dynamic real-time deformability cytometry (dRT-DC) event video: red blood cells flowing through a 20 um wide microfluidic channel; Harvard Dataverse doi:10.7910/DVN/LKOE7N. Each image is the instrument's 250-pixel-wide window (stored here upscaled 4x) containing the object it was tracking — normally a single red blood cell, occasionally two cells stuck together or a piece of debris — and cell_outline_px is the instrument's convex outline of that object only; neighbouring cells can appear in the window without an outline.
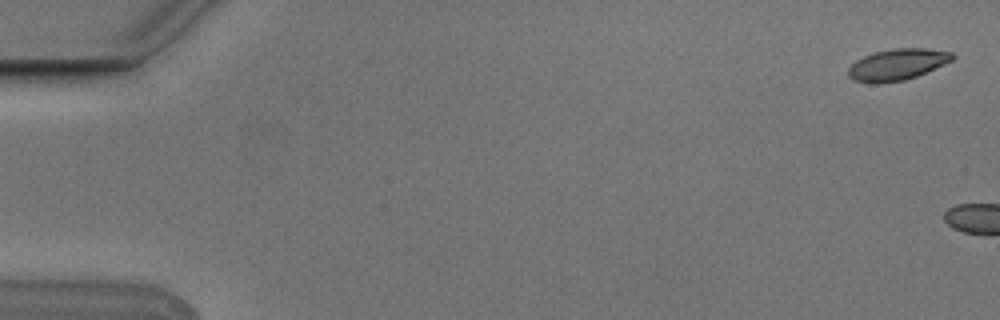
{"species": "Egyptian fruit bat (a non-hibernating species)", "species_latin": "Rousettus aegyptiacus", "temperature_condition": "cold", "stored_images_in_passage": 2, "camera_frame_rate_fps": 3000, "um_per_image_px": 0.085, "animal": {"sex": "male"}, "frame": {"image": 1, "passage_image": 1, "time_ms": 0.0, "image_size_px": [1000, 320], "cell_outline_px": [[956, 56], [952, 60], [944, 64], [916, 76], [904, 80], [876, 84], [872, 84], [852, 80], [848, 76], [848, 68], [856, 60], [864, 56], [876, 52], [896, 48], [924, 48], [952, 52]], "centroid_in_image_um": [76.25, 5.49], "position_along_channel_um": 8.8, "area_um2": 18.96}}